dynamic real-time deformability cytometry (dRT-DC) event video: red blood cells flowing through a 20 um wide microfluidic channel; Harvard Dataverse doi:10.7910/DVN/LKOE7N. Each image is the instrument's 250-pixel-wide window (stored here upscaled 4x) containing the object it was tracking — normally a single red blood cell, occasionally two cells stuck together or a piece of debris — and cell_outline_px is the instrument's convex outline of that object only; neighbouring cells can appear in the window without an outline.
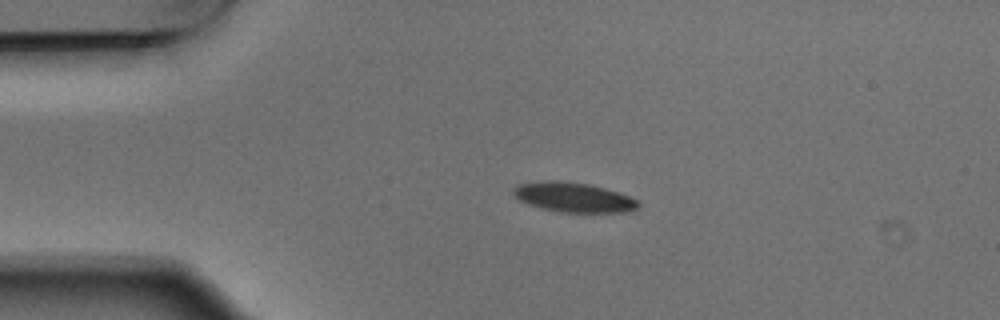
{"species": "Egyptian fruit bat (a non-hibernating species)", "species_latin": "Rousettus aegyptiacus", "temperature_condition": "warm", "stored_images_in_passage": 4, "camera_frame_rate_fps": 3000, "um_per_image_px": 0.085, "animal": {"sex": "male"}, "frame": {"image": 1, "passage_image": 3, "time_ms": 0.667, "image_size_px": [1000, 320], "cell_outline_px": [[640, 204], [636, 208], [628, 212], [560, 212], [528, 204], [520, 200], [512, 192], [512, 188], [520, 184], [544, 180], [560, 180], [588, 184], [620, 192], [636, 200]], "centroid_in_image_um": [48.75, 16.76], "position_along_channel_um": 36.3, "area_um2": 21.44}}